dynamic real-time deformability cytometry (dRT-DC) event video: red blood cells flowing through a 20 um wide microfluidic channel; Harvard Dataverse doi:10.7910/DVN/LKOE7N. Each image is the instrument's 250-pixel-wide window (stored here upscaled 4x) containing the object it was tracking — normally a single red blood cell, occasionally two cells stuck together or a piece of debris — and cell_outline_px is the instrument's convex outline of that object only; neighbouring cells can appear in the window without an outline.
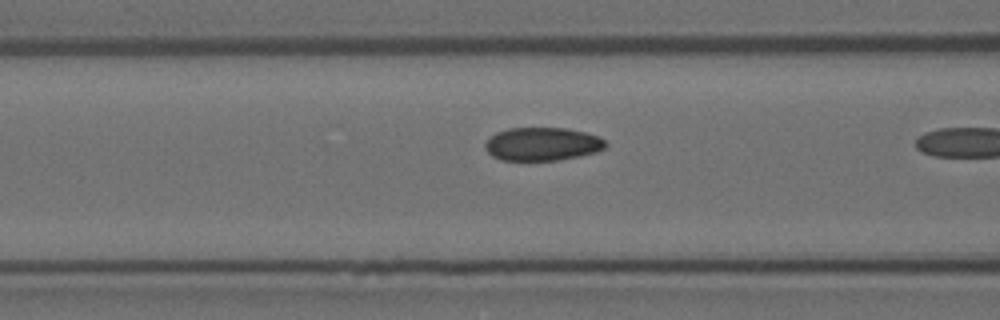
{"species": "Egyptian fruit bat (a non-hibernating species)", "species_latin": "Rousettus aegyptiacus", "temperature_condition": "room temperature", "stored_images_in_passage": 21, "camera_frame_rate_fps": 3000, "um_per_image_px": 0.085, "animal": {"sex": "female"}, "frame": {"image": 1, "passage_image": 20, "time_ms": 6.333, "image_size_px": [1000, 320], "cell_outline_px": [[608, 144], [604, 148], [596, 152], [560, 160], [504, 160], [492, 156], [488, 152], [484, 144], [496, 132], [508, 128], [564, 128], [584, 132], [600, 136]], "centroid_in_image_um": [46.12, 12.24], "position_along_channel_um": 120.5, "area_um2": 23.24}}